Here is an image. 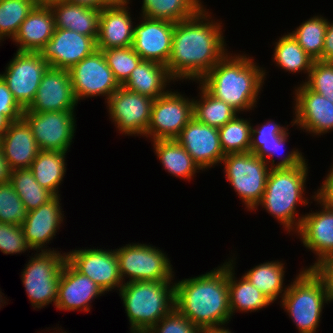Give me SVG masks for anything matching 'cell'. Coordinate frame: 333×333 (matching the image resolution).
Instances as JSON below:
<instances>
[{
  "label": "cell",
  "instance_id": "cell-25",
  "mask_svg": "<svg viewBox=\"0 0 333 333\" xmlns=\"http://www.w3.org/2000/svg\"><path fill=\"white\" fill-rule=\"evenodd\" d=\"M0 147L9 168H30L40 152L28 123L21 118L10 122L7 131L0 138Z\"/></svg>",
  "mask_w": 333,
  "mask_h": 333
},
{
  "label": "cell",
  "instance_id": "cell-11",
  "mask_svg": "<svg viewBox=\"0 0 333 333\" xmlns=\"http://www.w3.org/2000/svg\"><path fill=\"white\" fill-rule=\"evenodd\" d=\"M154 99L120 86L105 102L109 119L118 133L144 137L150 123Z\"/></svg>",
  "mask_w": 333,
  "mask_h": 333
},
{
  "label": "cell",
  "instance_id": "cell-37",
  "mask_svg": "<svg viewBox=\"0 0 333 333\" xmlns=\"http://www.w3.org/2000/svg\"><path fill=\"white\" fill-rule=\"evenodd\" d=\"M327 26V18L322 15H314L289 33L310 57L319 60L322 57Z\"/></svg>",
  "mask_w": 333,
  "mask_h": 333
},
{
  "label": "cell",
  "instance_id": "cell-29",
  "mask_svg": "<svg viewBox=\"0 0 333 333\" xmlns=\"http://www.w3.org/2000/svg\"><path fill=\"white\" fill-rule=\"evenodd\" d=\"M176 82L168 73L167 66L142 60L131 72L123 87L153 99L166 94L170 83Z\"/></svg>",
  "mask_w": 333,
  "mask_h": 333
},
{
  "label": "cell",
  "instance_id": "cell-48",
  "mask_svg": "<svg viewBox=\"0 0 333 333\" xmlns=\"http://www.w3.org/2000/svg\"><path fill=\"white\" fill-rule=\"evenodd\" d=\"M313 270L325 283L326 292L331 304L333 302V256L321 261Z\"/></svg>",
  "mask_w": 333,
  "mask_h": 333
},
{
  "label": "cell",
  "instance_id": "cell-2",
  "mask_svg": "<svg viewBox=\"0 0 333 333\" xmlns=\"http://www.w3.org/2000/svg\"><path fill=\"white\" fill-rule=\"evenodd\" d=\"M228 297V259L205 274L174 282V306L202 331L229 324Z\"/></svg>",
  "mask_w": 333,
  "mask_h": 333
},
{
  "label": "cell",
  "instance_id": "cell-1",
  "mask_svg": "<svg viewBox=\"0 0 333 333\" xmlns=\"http://www.w3.org/2000/svg\"><path fill=\"white\" fill-rule=\"evenodd\" d=\"M211 15L203 7L196 15L175 23L167 70L176 82H199L229 52L223 23Z\"/></svg>",
  "mask_w": 333,
  "mask_h": 333
},
{
  "label": "cell",
  "instance_id": "cell-57",
  "mask_svg": "<svg viewBox=\"0 0 333 333\" xmlns=\"http://www.w3.org/2000/svg\"><path fill=\"white\" fill-rule=\"evenodd\" d=\"M58 328H59V327L57 326V328H54L53 330H56V329H57V330H56V331H58L57 333H67L66 331L63 332L61 328H59V329H58ZM60 330H61L62 332H60ZM56 331H54V332L56 333Z\"/></svg>",
  "mask_w": 333,
  "mask_h": 333
},
{
  "label": "cell",
  "instance_id": "cell-46",
  "mask_svg": "<svg viewBox=\"0 0 333 333\" xmlns=\"http://www.w3.org/2000/svg\"><path fill=\"white\" fill-rule=\"evenodd\" d=\"M290 133L287 131L285 134H283L276 142L274 147V153H271L270 156L265 160L267 165L270 167V169H276V168H293L298 165H300L306 158L302 155L300 150L298 149H292V151H288L286 154L282 155L280 154L286 148V144L288 141V136ZM285 151V150H284ZM283 151V152H284ZM278 155H281V160L275 162L276 159L275 156L278 157ZM280 158V156H279Z\"/></svg>",
  "mask_w": 333,
  "mask_h": 333
},
{
  "label": "cell",
  "instance_id": "cell-32",
  "mask_svg": "<svg viewBox=\"0 0 333 333\" xmlns=\"http://www.w3.org/2000/svg\"><path fill=\"white\" fill-rule=\"evenodd\" d=\"M285 266L282 260H267L252 267L243 275L274 303L277 299H282L288 287L284 285Z\"/></svg>",
  "mask_w": 333,
  "mask_h": 333
},
{
  "label": "cell",
  "instance_id": "cell-53",
  "mask_svg": "<svg viewBox=\"0 0 333 333\" xmlns=\"http://www.w3.org/2000/svg\"><path fill=\"white\" fill-rule=\"evenodd\" d=\"M227 325H221L214 328L206 329L203 333H233Z\"/></svg>",
  "mask_w": 333,
  "mask_h": 333
},
{
  "label": "cell",
  "instance_id": "cell-51",
  "mask_svg": "<svg viewBox=\"0 0 333 333\" xmlns=\"http://www.w3.org/2000/svg\"><path fill=\"white\" fill-rule=\"evenodd\" d=\"M69 3L83 5L90 8H95L97 10H102L106 6H109L113 3L112 0H64Z\"/></svg>",
  "mask_w": 333,
  "mask_h": 333
},
{
  "label": "cell",
  "instance_id": "cell-52",
  "mask_svg": "<svg viewBox=\"0 0 333 333\" xmlns=\"http://www.w3.org/2000/svg\"><path fill=\"white\" fill-rule=\"evenodd\" d=\"M11 169L7 160L4 158L0 147V183H6L10 180Z\"/></svg>",
  "mask_w": 333,
  "mask_h": 333
},
{
  "label": "cell",
  "instance_id": "cell-31",
  "mask_svg": "<svg viewBox=\"0 0 333 333\" xmlns=\"http://www.w3.org/2000/svg\"><path fill=\"white\" fill-rule=\"evenodd\" d=\"M66 152L40 150L30 166L34 178L55 196H60L59 188L66 174Z\"/></svg>",
  "mask_w": 333,
  "mask_h": 333
},
{
  "label": "cell",
  "instance_id": "cell-15",
  "mask_svg": "<svg viewBox=\"0 0 333 333\" xmlns=\"http://www.w3.org/2000/svg\"><path fill=\"white\" fill-rule=\"evenodd\" d=\"M66 260L95 282L104 293L119 291L123 285L115 249L75 248L66 253Z\"/></svg>",
  "mask_w": 333,
  "mask_h": 333
},
{
  "label": "cell",
  "instance_id": "cell-20",
  "mask_svg": "<svg viewBox=\"0 0 333 333\" xmlns=\"http://www.w3.org/2000/svg\"><path fill=\"white\" fill-rule=\"evenodd\" d=\"M139 18L140 22L134 25L133 49L142 60L167 66L172 51L175 23L141 15Z\"/></svg>",
  "mask_w": 333,
  "mask_h": 333
},
{
  "label": "cell",
  "instance_id": "cell-22",
  "mask_svg": "<svg viewBox=\"0 0 333 333\" xmlns=\"http://www.w3.org/2000/svg\"><path fill=\"white\" fill-rule=\"evenodd\" d=\"M61 196H55L39 208L28 211L25 223L22 225L26 242L32 251H55L47 248L64 221V211L61 207ZM46 245V246H45ZM46 248V249H45Z\"/></svg>",
  "mask_w": 333,
  "mask_h": 333
},
{
  "label": "cell",
  "instance_id": "cell-17",
  "mask_svg": "<svg viewBox=\"0 0 333 333\" xmlns=\"http://www.w3.org/2000/svg\"><path fill=\"white\" fill-rule=\"evenodd\" d=\"M310 199H314L312 201L320 206V210L304 214L296 235L303 246L315 254L316 260L309 267L301 269H313L321 261L333 256V212L316 198V190Z\"/></svg>",
  "mask_w": 333,
  "mask_h": 333
},
{
  "label": "cell",
  "instance_id": "cell-55",
  "mask_svg": "<svg viewBox=\"0 0 333 333\" xmlns=\"http://www.w3.org/2000/svg\"><path fill=\"white\" fill-rule=\"evenodd\" d=\"M35 6H49L59 0H30Z\"/></svg>",
  "mask_w": 333,
  "mask_h": 333
},
{
  "label": "cell",
  "instance_id": "cell-12",
  "mask_svg": "<svg viewBox=\"0 0 333 333\" xmlns=\"http://www.w3.org/2000/svg\"><path fill=\"white\" fill-rule=\"evenodd\" d=\"M77 103L93 97H105V102L120 87L109 68L102 50H95L69 69Z\"/></svg>",
  "mask_w": 333,
  "mask_h": 333
},
{
  "label": "cell",
  "instance_id": "cell-27",
  "mask_svg": "<svg viewBox=\"0 0 333 333\" xmlns=\"http://www.w3.org/2000/svg\"><path fill=\"white\" fill-rule=\"evenodd\" d=\"M228 258V288L229 308L231 316L234 313L258 312L267 308L273 302L259 291L244 275L236 277V258Z\"/></svg>",
  "mask_w": 333,
  "mask_h": 333
},
{
  "label": "cell",
  "instance_id": "cell-44",
  "mask_svg": "<svg viewBox=\"0 0 333 333\" xmlns=\"http://www.w3.org/2000/svg\"><path fill=\"white\" fill-rule=\"evenodd\" d=\"M28 250L32 249L26 242L22 226L0 222V252L17 255Z\"/></svg>",
  "mask_w": 333,
  "mask_h": 333
},
{
  "label": "cell",
  "instance_id": "cell-3",
  "mask_svg": "<svg viewBox=\"0 0 333 333\" xmlns=\"http://www.w3.org/2000/svg\"><path fill=\"white\" fill-rule=\"evenodd\" d=\"M267 70L248 54L228 52L199 83L214 97L229 104L239 114L258 104ZM259 97V98H258Z\"/></svg>",
  "mask_w": 333,
  "mask_h": 333
},
{
  "label": "cell",
  "instance_id": "cell-49",
  "mask_svg": "<svg viewBox=\"0 0 333 333\" xmlns=\"http://www.w3.org/2000/svg\"><path fill=\"white\" fill-rule=\"evenodd\" d=\"M333 163V162H332ZM316 191V198L333 212V164Z\"/></svg>",
  "mask_w": 333,
  "mask_h": 333
},
{
  "label": "cell",
  "instance_id": "cell-23",
  "mask_svg": "<svg viewBox=\"0 0 333 333\" xmlns=\"http://www.w3.org/2000/svg\"><path fill=\"white\" fill-rule=\"evenodd\" d=\"M105 293L89 277L78 272L67 260L64 262L55 308L62 311L90 312L91 303Z\"/></svg>",
  "mask_w": 333,
  "mask_h": 333
},
{
  "label": "cell",
  "instance_id": "cell-19",
  "mask_svg": "<svg viewBox=\"0 0 333 333\" xmlns=\"http://www.w3.org/2000/svg\"><path fill=\"white\" fill-rule=\"evenodd\" d=\"M95 50L97 46L93 37L68 29L55 28L53 36L39 53L49 67L69 70Z\"/></svg>",
  "mask_w": 333,
  "mask_h": 333
},
{
  "label": "cell",
  "instance_id": "cell-16",
  "mask_svg": "<svg viewBox=\"0 0 333 333\" xmlns=\"http://www.w3.org/2000/svg\"><path fill=\"white\" fill-rule=\"evenodd\" d=\"M293 91V120L291 126L313 137L333 131V103L300 83ZM305 130V131H304Z\"/></svg>",
  "mask_w": 333,
  "mask_h": 333
},
{
  "label": "cell",
  "instance_id": "cell-14",
  "mask_svg": "<svg viewBox=\"0 0 333 333\" xmlns=\"http://www.w3.org/2000/svg\"><path fill=\"white\" fill-rule=\"evenodd\" d=\"M49 64L39 52L16 51L0 74L14 99L26 109L34 100L38 87Z\"/></svg>",
  "mask_w": 333,
  "mask_h": 333
},
{
  "label": "cell",
  "instance_id": "cell-41",
  "mask_svg": "<svg viewBox=\"0 0 333 333\" xmlns=\"http://www.w3.org/2000/svg\"><path fill=\"white\" fill-rule=\"evenodd\" d=\"M102 52L120 86L127 81L132 70L142 61L132 46L104 49Z\"/></svg>",
  "mask_w": 333,
  "mask_h": 333
},
{
  "label": "cell",
  "instance_id": "cell-21",
  "mask_svg": "<svg viewBox=\"0 0 333 333\" xmlns=\"http://www.w3.org/2000/svg\"><path fill=\"white\" fill-rule=\"evenodd\" d=\"M69 70L49 67L44 73L30 112L75 111L77 108Z\"/></svg>",
  "mask_w": 333,
  "mask_h": 333
},
{
  "label": "cell",
  "instance_id": "cell-43",
  "mask_svg": "<svg viewBox=\"0 0 333 333\" xmlns=\"http://www.w3.org/2000/svg\"><path fill=\"white\" fill-rule=\"evenodd\" d=\"M302 83L333 103V62L314 60L308 78Z\"/></svg>",
  "mask_w": 333,
  "mask_h": 333
},
{
  "label": "cell",
  "instance_id": "cell-33",
  "mask_svg": "<svg viewBox=\"0 0 333 333\" xmlns=\"http://www.w3.org/2000/svg\"><path fill=\"white\" fill-rule=\"evenodd\" d=\"M278 39L273 43L272 55V60L278 69L281 68L289 74L301 72V74H307L306 78H308L314 59L304 51L289 32L284 33Z\"/></svg>",
  "mask_w": 333,
  "mask_h": 333
},
{
  "label": "cell",
  "instance_id": "cell-26",
  "mask_svg": "<svg viewBox=\"0 0 333 333\" xmlns=\"http://www.w3.org/2000/svg\"><path fill=\"white\" fill-rule=\"evenodd\" d=\"M55 22L49 6H35L21 23L12 41L16 51L40 52L55 31Z\"/></svg>",
  "mask_w": 333,
  "mask_h": 333
},
{
  "label": "cell",
  "instance_id": "cell-9",
  "mask_svg": "<svg viewBox=\"0 0 333 333\" xmlns=\"http://www.w3.org/2000/svg\"><path fill=\"white\" fill-rule=\"evenodd\" d=\"M123 284L135 281H174V269L164 250L153 245L129 243L115 249ZM128 279L127 281L125 280ZM174 278V279H173Z\"/></svg>",
  "mask_w": 333,
  "mask_h": 333
},
{
  "label": "cell",
  "instance_id": "cell-36",
  "mask_svg": "<svg viewBox=\"0 0 333 333\" xmlns=\"http://www.w3.org/2000/svg\"><path fill=\"white\" fill-rule=\"evenodd\" d=\"M9 182L28 211L39 208L55 197L36 181L29 168L11 170Z\"/></svg>",
  "mask_w": 333,
  "mask_h": 333
},
{
  "label": "cell",
  "instance_id": "cell-6",
  "mask_svg": "<svg viewBox=\"0 0 333 333\" xmlns=\"http://www.w3.org/2000/svg\"><path fill=\"white\" fill-rule=\"evenodd\" d=\"M328 302L323 280L313 269H301L288 284L279 303L299 333H317L324 305Z\"/></svg>",
  "mask_w": 333,
  "mask_h": 333
},
{
  "label": "cell",
  "instance_id": "cell-18",
  "mask_svg": "<svg viewBox=\"0 0 333 333\" xmlns=\"http://www.w3.org/2000/svg\"><path fill=\"white\" fill-rule=\"evenodd\" d=\"M175 140L190 154L201 171L215 168L225 157L218 128L199 122L193 117Z\"/></svg>",
  "mask_w": 333,
  "mask_h": 333
},
{
  "label": "cell",
  "instance_id": "cell-39",
  "mask_svg": "<svg viewBox=\"0 0 333 333\" xmlns=\"http://www.w3.org/2000/svg\"><path fill=\"white\" fill-rule=\"evenodd\" d=\"M35 5L30 0H0V40L17 34L21 23L33 10Z\"/></svg>",
  "mask_w": 333,
  "mask_h": 333
},
{
  "label": "cell",
  "instance_id": "cell-38",
  "mask_svg": "<svg viewBox=\"0 0 333 333\" xmlns=\"http://www.w3.org/2000/svg\"><path fill=\"white\" fill-rule=\"evenodd\" d=\"M242 118L239 114L218 128L224 155L250 151L252 120Z\"/></svg>",
  "mask_w": 333,
  "mask_h": 333
},
{
  "label": "cell",
  "instance_id": "cell-42",
  "mask_svg": "<svg viewBox=\"0 0 333 333\" xmlns=\"http://www.w3.org/2000/svg\"><path fill=\"white\" fill-rule=\"evenodd\" d=\"M28 210L10 182L0 183V222L22 226Z\"/></svg>",
  "mask_w": 333,
  "mask_h": 333
},
{
  "label": "cell",
  "instance_id": "cell-40",
  "mask_svg": "<svg viewBox=\"0 0 333 333\" xmlns=\"http://www.w3.org/2000/svg\"><path fill=\"white\" fill-rule=\"evenodd\" d=\"M289 125H281L274 119L267 120L261 124L252 125L250 152L266 160L274 153L275 142L288 130Z\"/></svg>",
  "mask_w": 333,
  "mask_h": 333
},
{
  "label": "cell",
  "instance_id": "cell-30",
  "mask_svg": "<svg viewBox=\"0 0 333 333\" xmlns=\"http://www.w3.org/2000/svg\"><path fill=\"white\" fill-rule=\"evenodd\" d=\"M152 142L153 150L162 163L163 170L171 176L189 182L200 172L201 169L190 154L175 139H158Z\"/></svg>",
  "mask_w": 333,
  "mask_h": 333
},
{
  "label": "cell",
  "instance_id": "cell-54",
  "mask_svg": "<svg viewBox=\"0 0 333 333\" xmlns=\"http://www.w3.org/2000/svg\"><path fill=\"white\" fill-rule=\"evenodd\" d=\"M10 122L11 121L6 116L0 115V138L7 131Z\"/></svg>",
  "mask_w": 333,
  "mask_h": 333
},
{
  "label": "cell",
  "instance_id": "cell-28",
  "mask_svg": "<svg viewBox=\"0 0 333 333\" xmlns=\"http://www.w3.org/2000/svg\"><path fill=\"white\" fill-rule=\"evenodd\" d=\"M56 28L68 29L97 40L100 10L59 0L49 5Z\"/></svg>",
  "mask_w": 333,
  "mask_h": 333
},
{
  "label": "cell",
  "instance_id": "cell-47",
  "mask_svg": "<svg viewBox=\"0 0 333 333\" xmlns=\"http://www.w3.org/2000/svg\"><path fill=\"white\" fill-rule=\"evenodd\" d=\"M24 109L14 99L6 82L0 76V115L6 116L11 122L19 121Z\"/></svg>",
  "mask_w": 333,
  "mask_h": 333
},
{
  "label": "cell",
  "instance_id": "cell-8",
  "mask_svg": "<svg viewBox=\"0 0 333 333\" xmlns=\"http://www.w3.org/2000/svg\"><path fill=\"white\" fill-rule=\"evenodd\" d=\"M221 164H224L225 180L247 211H253L262 199L270 167L250 151L227 154Z\"/></svg>",
  "mask_w": 333,
  "mask_h": 333
},
{
  "label": "cell",
  "instance_id": "cell-10",
  "mask_svg": "<svg viewBox=\"0 0 333 333\" xmlns=\"http://www.w3.org/2000/svg\"><path fill=\"white\" fill-rule=\"evenodd\" d=\"M172 90L153 101L150 123L144 136L150 141L175 139L194 117L193 97L189 98L177 89Z\"/></svg>",
  "mask_w": 333,
  "mask_h": 333
},
{
  "label": "cell",
  "instance_id": "cell-50",
  "mask_svg": "<svg viewBox=\"0 0 333 333\" xmlns=\"http://www.w3.org/2000/svg\"><path fill=\"white\" fill-rule=\"evenodd\" d=\"M320 61L333 62V21L328 20Z\"/></svg>",
  "mask_w": 333,
  "mask_h": 333
},
{
  "label": "cell",
  "instance_id": "cell-45",
  "mask_svg": "<svg viewBox=\"0 0 333 333\" xmlns=\"http://www.w3.org/2000/svg\"><path fill=\"white\" fill-rule=\"evenodd\" d=\"M146 333H203V331L173 307Z\"/></svg>",
  "mask_w": 333,
  "mask_h": 333
},
{
  "label": "cell",
  "instance_id": "cell-4",
  "mask_svg": "<svg viewBox=\"0 0 333 333\" xmlns=\"http://www.w3.org/2000/svg\"><path fill=\"white\" fill-rule=\"evenodd\" d=\"M306 160L293 168L270 169L262 199L253 210L257 211L258 206L264 208L283 225L287 234L297 233L302 223L304 214L297 213L298 206H309L310 199L305 197V192L310 167Z\"/></svg>",
  "mask_w": 333,
  "mask_h": 333
},
{
  "label": "cell",
  "instance_id": "cell-35",
  "mask_svg": "<svg viewBox=\"0 0 333 333\" xmlns=\"http://www.w3.org/2000/svg\"><path fill=\"white\" fill-rule=\"evenodd\" d=\"M197 83L200 95L193 97V113L199 122L220 128L239 114L229 104L212 96L199 82Z\"/></svg>",
  "mask_w": 333,
  "mask_h": 333
},
{
  "label": "cell",
  "instance_id": "cell-58",
  "mask_svg": "<svg viewBox=\"0 0 333 333\" xmlns=\"http://www.w3.org/2000/svg\"><path fill=\"white\" fill-rule=\"evenodd\" d=\"M113 2H131L130 0H112Z\"/></svg>",
  "mask_w": 333,
  "mask_h": 333
},
{
  "label": "cell",
  "instance_id": "cell-24",
  "mask_svg": "<svg viewBox=\"0 0 333 333\" xmlns=\"http://www.w3.org/2000/svg\"><path fill=\"white\" fill-rule=\"evenodd\" d=\"M130 3L113 2L100 10L97 49L104 50L133 45L134 24L136 23L129 11Z\"/></svg>",
  "mask_w": 333,
  "mask_h": 333
},
{
  "label": "cell",
  "instance_id": "cell-5",
  "mask_svg": "<svg viewBox=\"0 0 333 333\" xmlns=\"http://www.w3.org/2000/svg\"><path fill=\"white\" fill-rule=\"evenodd\" d=\"M130 333H146L174 306V281H135L122 285Z\"/></svg>",
  "mask_w": 333,
  "mask_h": 333
},
{
  "label": "cell",
  "instance_id": "cell-7",
  "mask_svg": "<svg viewBox=\"0 0 333 333\" xmlns=\"http://www.w3.org/2000/svg\"><path fill=\"white\" fill-rule=\"evenodd\" d=\"M36 251L21 272L22 283L33 309L56 305L66 252Z\"/></svg>",
  "mask_w": 333,
  "mask_h": 333
},
{
  "label": "cell",
  "instance_id": "cell-56",
  "mask_svg": "<svg viewBox=\"0 0 333 333\" xmlns=\"http://www.w3.org/2000/svg\"><path fill=\"white\" fill-rule=\"evenodd\" d=\"M2 295L4 296V293L0 290V308H3L2 306H4V304L6 306V303H8L7 300H5L6 297L3 298Z\"/></svg>",
  "mask_w": 333,
  "mask_h": 333
},
{
  "label": "cell",
  "instance_id": "cell-34",
  "mask_svg": "<svg viewBox=\"0 0 333 333\" xmlns=\"http://www.w3.org/2000/svg\"><path fill=\"white\" fill-rule=\"evenodd\" d=\"M139 15L177 23L196 15L204 6L201 0H142Z\"/></svg>",
  "mask_w": 333,
  "mask_h": 333
},
{
  "label": "cell",
  "instance_id": "cell-13",
  "mask_svg": "<svg viewBox=\"0 0 333 333\" xmlns=\"http://www.w3.org/2000/svg\"><path fill=\"white\" fill-rule=\"evenodd\" d=\"M75 111L30 112L22 118L28 123L40 150L68 153L76 132Z\"/></svg>",
  "mask_w": 333,
  "mask_h": 333
}]
</instances>
